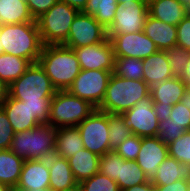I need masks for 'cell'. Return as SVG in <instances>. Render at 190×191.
<instances>
[{
	"label": "cell",
	"mask_w": 190,
	"mask_h": 191,
	"mask_svg": "<svg viewBox=\"0 0 190 191\" xmlns=\"http://www.w3.org/2000/svg\"><path fill=\"white\" fill-rule=\"evenodd\" d=\"M63 3L68 4L71 7L76 8L80 12L85 8L88 0H59Z\"/></svg>",
	"instance_id": "cell-46"
},
{
	"label": "cell",
	"mask_w": 190,
	"mask_h": 191,
	"mask_svg": "<svg viewBox=\"0 0 190 191\" xmlns=\"http://www.w3.org/2000/svg\"><path fill=\"white\" fill-rule=\"evenodd\" d=\"M178 1L190 11V0H178Z\"/></svg>",
	"instance_id": "cell-51"
},
{
	"label": "cell",
	"mask_w": 190,
	"mask_h": 191,
	"mask_svg": "<svg viewBox=\"0 0 190 191\" xmlns=\"http://www.w3.org/2000/svg\"><path fill=\"white\" fill-rule=\"evenodd\" d=\"M142 1H144L147 5H149L150 3H152L155 0H142Z\"/></svg>",
	"instance_id": "cell-55"
},
{
	"label": "cell",
	"mask_w": 190,
	"mask_h": 191,
	"mask_svg": "<svg viewBox=\"0 0 190 191\" xmlns=\"http://www.w3.org/2000/svg\"><path fill=\"white\" fill-rule=\"evenodd\" d=\"M121 78L130 80H143L142 59L132 57H115L114 72Z\"/></svg>",
	"instance_id": "cell-32"
},
{
	"label": "cell",
	"mask_w": 190,
	"mask_h": 191,
	"mask_svg": "<svg viewBox=\"0 0 190 191\" xmlns=\"http://www.w3.org/2000/svg\"><path fill=\"white\" fill-rule=\"evenodd\" d=\"M38 63L57 91L68 90L81 71L73 49L65 45H43Z\"/></svg>",
	"instance_id": "cell-1"
},
{
	"label": "cell",
	"mask_w": 190,
	"mask_h": 191,
	"mask_svg": "<svg viewBox=\"0 0 190 191\" xmlns=\"http://www.w3.org/2000/svg\"><path fill=\"white\" fill-rule=\"evenodd\" d=\"M177 27V45L190 51V13L187 14Z\"/></svg>",
	"instance_id": "cell-41"
},
{
	"label": "cell",
	"mask_w": 190,
	"mask_h": 191,
	"mask_svg": "<svg viewBox=\"0 0 190 191\" xmlns=\"http://www.w3.org/2000/svg\"><path fill=\"white\" fill-rule=\"evenodd\" d=\"M80 11L61 1L36 19L43 45H63L74 18Z\"/></svg>",
	"instance_id": "cell-5"
},
{
	"label": "cell",
	"mask_w": 190,
	"mask_h": 191,
	"mask_svg": "<svg viewBox=\"0 0 190 191\" xmlns=\"http://www.w3.org/2000/svg\"><path fill=\"white\" fill-rule=\"evenodd\" d=\"M98 172L115 180L120 191L149 181L136 161L124 160L115 151L100 157Z\"/></svg>",
	"instance_id": "cell-8"
},
{
	"label": "cell",
	"mask_w": 190,
	"mask_h": 191,
	"mask_svg": "<svg viewBox=\"0 0 190 191\" xmlns=\"http://www.w3.org/2000/svg\"><path fill=\"white\" fill-rule=\"evenodd\" d=\"M0 191H11V188L3 183H0Z\"/></svg>",
	"instance_id": "cell-52"
},
{
	"label": "cell",
	"mask_w": 190,
	"mask_h": 191,
	"mask_svg": "<svg viewBox=\"0 0 190 191\" xmlns=\"http://www.w3.org/2000/svg\"><path fill=\"white\" fill-rule=\"evenodd\" d=\"M172 106L173 105H168V104L163 105L161 103H153V109L154 112L156 113L159 122L170 118Z\"/></svg>",
	"instance_id": "cell-44"
},
{
	"label": "cell",
	"mask_w": 190,
	"mask_h": 191,
	"mask_svg": "<svg viewBox=\"0 0 190 191\" xmlns=\"http://www.w3.org/2000/svg\"><path fill=\"white\" fill-rule=\"evenodd\" d=\"M167 60L170 64L173 77L182 78L185 65L189 61L190 51L185 50L182 46L175 45L164 50Z\"/></svg>",
	"instance_id": "cell-33"
},
{
	"label": "cell",
	"mask_w": 190,
	"mask_h": 191,
	"mask_svg": "<svg viewBox=\"0 0 190 191\" xmlns=\"http://www.w3.org/2000/svg\"><path fill=\"white\" fill-rule=\"evenodd\" d=\"M82 191H120L115 180L101 173L94 174L91 178L78 183Z\"/></svg>",
	"instance_id": "cell-35"
},
{
	"label": "cell",
	"mask_w": 190,
	"mask_h": 191,
	"mask_svg": "<svg viewBox=\"0 0 190 191\" xmlns=\"http://www.w3.org/2000/svg\"><path fill=\"white\" fill-rule=\"evenodd\" d=\"M141 138L142 137L132 134L114 151L124 160L136 161L141 148Z\"/></svg>",
	"instance_id": "cell-37"
},
{
	"label": "cell",
	"mask_w": 190,
	"mask_h": 191,
	"mask_svg": "<svg viewBox=\"0 0 190 191\" xmlns=\"http://www.w3.org/2000/svg\"><path fill=\"white\" fill-rule=\"evenodd\" d=\"M169 156L168 145L156 137H142L136 162L150 180L158 166Z\"/></svg>",
	"instance_id": "cell-16"
},
{
	"label": "cell",
	"mask_w": 190,
	"mask_h": 191,
	"mask_svg": "<svg viewBox=\"0 0 190 191\" xmlns=\"http://www.w3.org/2000/svg\"><path fill=\"white\" fill-rule=\"evenodd\" d=\"M55 144L56 128L45 123L15 132L10 150L23 160L47 159L54 154Z\"/></svg>",
	"instance_id": "cell-4"
},
{
	"label": "cell",
	"mask_w": 190,
	"mask_h": 191,
	"mask_svg": "<svg viewBox=\"0 0 190 191\" xmlns=\"http://www.w3.org/2000/svg\"><path fill=\"white\" fill-rule=\"evenodd\" d=\"M1 108L7 114L8 120L14 132H22L41 125L32 115L31 110L23 101L10 96L3 103Z\"/></svg>",
	"instance_id": "cell-18"
},
{
	"label": "cell",
	"mask_w": 190,
	"mask_h": 191,
	"mask_svg": "<svg viewBox=\"0 0 190 191\" xmlns=\"http://www.w3.org/2000/svg\"><path fill=\"white\" fill-rule=\"evenodd\" d=\"M133 134L139 137L158 136L156 113L153 109V100L150 94L137 102L131 109L122 113Z\"/></svg>",
	"instance_id": "cell-13"
},
{
	"label": "cell",
	"mask_w": 190,
	"mask_h": 191,
	"mask_svg": "<svg viewBox=\"0 0 190 191\" xmlns=\"http://www.w3.org/2000/svg\"><path fill=\"white\" fill-rule=\"evenodd\" d=\"M84 148L77 126L56 128L55 155L68 159Z\"/></svg>",
	"instance_id": "cell-26"
},
{
	"label": "cell",
	"mask_w": 190,
	"mask_h": 191,
	"mask_svg": "<svg viewBox=\"0 0 190 191\" xmlns=\"http://www.w3.org/2000/svg\"><path fill=\"white\" fill-rule=\"evenodd\" d=\"M170 118L176 125L183 126L190 130V110L183 103H175L171 108Z\"/></svg>",
	"instance_id": "cell-40"
},
{
	"label": "cell",
	"mask_w": 190,
	"mask_h": 191,
	"mask_svg": "<svg viewBox=\"0 0 190 191\" xmlns=\"http://www.w3.org/2000/svg\"><path fill=\"white\" fill-rule=\"evenodd\" d=\"M0 42L4 53L38 63L43 43L37 22L0 25Z\"/></svg>",
	"instance_id": "cell-2"
},
{
	"label": "cell",
	"mask_w": 190,
	"mask_h": 191,
	"mask_svg": "<svg viewBox=\"0 0 190 191\" xmlns=\"http://www.w3.org/2000/svg\"><path fill=\"white\" fill-rule=\"evenodd\" d=\"M84 147L92 153L102 157L111 152L109 144V125L107 112L97 108L77 126Z\"/></svg>",
	"instance_id": "cell-9"
},
{
	"label": "cell",
	"mask_w": 190,
	"mask_h": 191,
	"mask_svg": "<svg viewBox=\"0 0 190 191\" xmlns=\"http://www.w3.org/2000/svg\"><path fill=\"white\" fill-rule=\"evenodd\" d=\"M107 122L109 125V144L114 151L133 133L122 114L107 112Z\"/></svg>",
	"instance_id": "cell-31"
},
{
	"label": "cell",
	"mask_w": 190,
	"mask_h": 191,
	"mask_svg": "<svg viewBox=\"0 0 190 191\" xmlns=\"http://www.w3.org/2000/svg\"><path fill=\"white\" fill-rule=\"evenodd\" d=\"M39 191H54L52 188H46V189H43V190H39Z\"/></svg>",
	"instance_id": "cell-56"
},
{
	"label": "cell",
	"mask_w": 190,
	"mask_h": 191,
	"mask_svg": "<svg viewBox=\"0 0 190 191\" xmlns=\"http://www.w3.org/2000/svg\"><path fill=\"white\" fill-rule=\"evenodd\" d=\"M178 180L190 181V164L178 162L168 156L150 179L154 186L170 185Z\"/></svg>",
	"instance_id": "cell-21"
},
{
	"label": "cell",
	"mask_w": 190,
	"mask_h": 191,
	"mask_svg": "<svg viewBox=\"0 0 190 191\" xmlns=\"http://www.w3.org/2000/svg\"><path fill=\"white\" fill-rule=\"evenodd\" d=\"M190 11L178 0H155L148 5V14L166 24L177 26Z\"/></svg>",
	"instance_id": "cell-22"
},
{
	"label": "cell",
	"mask_w": 190,
	"mask_h": 191,
	"mask_svg": "<svg viewBox=\"0 0 190 191\" xmlns=\"http://www.w3.org/2000/svg\"><path fill=\"white\" fill-rule=\"evenodd\" d=\"M111 75L112 72L106 70H81L68 91L98 108L104 99Z\"/></svg>",
	"instance_id": "cell-10"
},
{
	"label": "cell",
	"mask_w": 190,
	"mask_h": 191,
	"mask_svg": "<svg viewBox=\"0 0 190 191\" xmlns=\"http://www.w3.org/2000/svg\"><path fill=\"white\" fill-rule=\"evenodd\" d=\"M31 110L34 118L40 123L45 124L49 120L51 101H23Z\"/></svg>",
	"instance_id": "cell-39"
},
{
	"label": "cell",
	"mask_w": 190,
	"mask_h": 191,
	"mask_svg": "<svg viewBox=\"0 0 190 191\" xmlns=\"http://www.w3.org/2000/svg\"><path fill=\"white\" fill-rule=\"evenodd\" d=\"M186 91V84L182 78L172 77L150 88L153 103L174 105L179 103Z\"/></svg>",
	"instance_id": "cell-24"
},
{
	"label": "cell",
	"mask_w": 190,
	"mask_h": 191,
	"mask_svg": "<svg viewBox=\"0 0 190 191\" xmlns=\"http://www.w3.org/2000/svg\"><path fill=\"white\" fill-rule=\"evenodd\" d=\"M1 54H4V49L1 48V42H0V55H1Z\"/></svg>",
	"instance_id": "cell-57"
},
{
	"label": "cell",
	"mask_w": 190,
	"mask_h": 191,
	"mask_svg": "<svg viewBox=\"0 0 190 191\" xmlns=\"http://www.w3.org/2000/svg\"><path fill=\"white\" fill-rule=\"evenodd\" d=\"M117 5V0H88L81 12L93 15L96 21L107 29L113 22Z\"/></svg>",
	"instance_id": "cell-30"
},
{
	"label": "cell",
	"mask_w": 190,
	"mask_h": 191,
	"mask_svg": "<svg viewBox=\"0 0 190 191\" xmlns=\"http://www.w3.org/2000/svg\"><path fill=\"white\" fill-rule=\"evenodd\" d=\"M158 128L157 137L167 145L181 137L187 131L183 126L173 123L171 118L160 121Z\"/></svg>",
	"instance_id": "cell-36"
},
{
	"label": "cell",
	"mask_w": 190,
	"mask_h": 191,
	"mask_svg": "<svg viewBox=\"0 0 190 191\" xmlns=\"http://www.w3.org/2000/svg\"><path fill=\"white\" fill-rule=\"evenodd\" d=\"M64 191H82L81 187L79 184H77L76 186H74L73 188L64 190Z\"/></svg>",
	"instance_id": "cell-53"
},
{
	"label": "cell",
	"mask_w": 190,
	"mask_h": 191,
	"mask_svg": "<svg viewBox=\"0 0 190 191\" xmlns=\"http://www.w3.org/2000/svg\"><path fill=\"white\" fill-rule=\"evenodd\" d=\"M8 89L9 96L19 101H52L57 91L39 63H33Z\"/></svg>",
	"instance_id": "cell-7"
},
{
	"label": "cell",
	"mask_w": 190,
	"mask_h": 191,
	"mask_svg": "<svg viewBox=\"0 0 190 191\" xmlns=\"http://www.w3.org/2000/svg\"><path fill=\"white\" fill-rule=\"evenodd\" d=\"M67 160L74 178L78 183L98 173L100 157L86 148L77 151L74 156Z\"/></svg>",
	"instance_id": "cell-25"
},
{
	"label": "cell",
	"mask_w": 190,
	"mask_h": 191,
	"mask_svg": "<svg viewBox=\"0 0 190 191\" xmlns=\"http://www.w3.org/2000/svg\"><path fill=\"white\" fill-rule=\"evenodd\" d=\"M180 102L190 110V84L186 85V91Z\"/></svg>",
	"instance_id": "cell-48"
},
{
	"label": "cell",
	"mask_w": 190,
	"mask_h": 191,
	"mask_svg": "<svg viewBox=\"0 0 190 191\" xmlns=\"http://www.w3.org/2000/svg\"><path fill=\"white\" fill-rule=\"evenodd\" d=\"M32 65L28 59L13 56L7 53L0 55V80L8 86L19 79Z\"/></svg>",
	"instance_id": "cell-29"
},
{
	"label": "cell",
	"mask_w": 190,
	"mask_h": 191,
	"mask_svg": "<svg viewBox=\"0 0 190 191\" xmlns=\"http://www.w3.org/2000/svg\"><path fill=\"white\" fill-rule=\"evenodd\" d=\"M95 107L88 101L71 94L68 90H59L51 101L47 124L54 128L78 126Z\"/></svg>",
	"instance_id": "cell-6"
},
{
	"label": "cell",
	"mask_w": 190,
	"mask_h": 191,
	"mask_svg": "<svg viewBox=\"0 0 190 191\" xmlns=\"http://www.w3.org/2000/svg\"><path fill=\"white\" fill-rule=\"evenodd\" d=\"M121 191H155V188H154V185L149 180L148 182L138 184V185L126 188Z\"/></svg>",
	"instance_id": "cell-45"
},
{
	"label": "cell",
	"mask_w": 190,
	"mask_h": 191,
	"mask_svg": "<svg viewBox=\"0 0 190 191\" xmlns=\"http://www.w3.org/2000/svg\"><path fill=\"white\" fill-rule=\"evenodd\" d=\"M59 0H26L32 17L36 20Z\"/></svg>",
	"instance_id": "cell-42"
},
{
	"label": "cell",
	"mask_w": 190,
	"mask_h": 191,
	"mask_svg": "<svg viewBox=\"0 0 190 191\" xmlns=\"http://www.w3.org/2000/svg\"><path fill=\"white\" fill-rule=\"evenodd\" d=\"M110 41L115 57L146 59L158 51L155 43L143 31L115 35Z\"/></svg>",
	"instance_id": "cell-15"
},
{
	"label": "cell",
	"mask_w": 190,
	"mask_h": 191,
	"mask_svg": "<svg viewBox=\"0 0 190 191\" xmlns=\"http://www.w3.org/2000/svg\"><path fill=\"white\" fill-rule=\"evenodd\" d=\"M50 172V188L64 191L78 184L66 158L52 154L47 158Z\"/></svg>",
	"instance_id": "cell-23"
},
{
	"label": "cell",
	"mask_w": 190,
	"mask_h": 191,
	"mask_svg": "<svg viewBox=\"0 0 190 191\" xmlns=\"http://www.w3.org/2000/svg\"><path fill=\"white\" fill-rule=\"evenodd\" d=\"M182 79L184 80V83L186 85L190 84V58H189V61L187 62V64L185 65V71L182 76Z\"/></svg>",
	"instance_id": "cell-49"
},
{
	"label": "cell",
	"mask_w": 190,
	"mask_h": 191,
	"mask_svg": "<svg viewBox=\"0 0 190 191\" xmlns=\"http://www.w3.org/2000/svg\"><path fill=\"white\" fill-rule=\"evenodd\" d=\"M143 32L155 43L158 50L164 51L177 44V27L154 19L150 15L145 20Z\"/></svg>",
	"instance_id": "cell-19"
},
{
	"label": "cell",
	"mask_w": 190,
	"mask_h": 191,
	"mask_svg": "<svg viewBox=\"0 0 190 191\" xmlns=\"http://www.w3.org/2000/svg\"><path fill=\"white\" fill-rule=\"evenodd\" d=\"M106 39V29L94 16L79 12L71 24L68 39L63 45L73 49L98 44Z\"/></svg>",
	"instance_id": "cell-12"
},
{
	"label": "cell",
	"mask_w": 190,
	"mask_h": 191,
	"mask_svg": "<svg viewBox=\"0 0 190 191\" xmlns=\"http://www.w3.org/2000/svg\"><path fill=\"white\" fill-rule=\"evenodd\" d=\"M148 15V5L144 1H132L125 6L118 4L113 22L106 29L107 38L111 40L115 35L143 31Z\"/></svg>",
	"instance_id": "cell-11"
},
{
	"label": "cell",
	"mask_w": 190,
	"mask_h": 191,
	"mask_svg": "<svg viewBox=\"0 0 190 191\" xmlns=\"http://www.w3.org/2000/svg\"><path fill=\"white\" fill-rule=\"evenodd\" d=\"M155 191H189L190 181L178 180L170 185L154 186Z\"/></svg>",
	"instance_id": "cell-43"
},
{
	"label": "cell",
	"mask_w": 190,
	"mask_h": 191,
	"mask_svg": "<svg viewBox=\"0 0 190 191\" xmlns=\"http://www.w3.org/2000/svg\"><path fill=\"white\" fill-rule=\"evenodd\" d=\"M11 191H25V190L19 189L18 187H13L11 188Z\"/></svg>",
	"instance_id": "cell-54"
},
{
	"label": "cell",
	"mask_w": 190,
	"mask_h": 191,
	"mask_svg": "<svg viewBox=\"0 0 190 191\" xmlns=\"http://www.w3.org/2000/svg\"><path fill=\"white\" fill-rule=\"evenodd\" d=\"M81 70H106L114 72L115 56L110 39L104 42L73 48Z\"/></svg>",
	"instance_id": "cell-14"
},
{
	"label": "cell",
	"mask_w": 190,
	"mask_h": 191,
	"mask_svg": "<svg viewBox=\"0 0 190 191\" xmlns=\"http://www.w3.org/2000/svg\"><path fill=\"white\" fill-rule=\"evenodd\" d=\"M143 63V81L149 88L173 77L170 64L164 51L158 50L146 59Z\"/></svg>",
	"instance_id": "cell-20"
},
{
	"label": "cell",
	"mask_w": 190,
	"mask_h": 191,
	"mask_svg": "<svg viewBox=\"0 0 190 191\" xmlns=\"http://www.w3.org/2000/svg\"><path fill=\"white\" fill-rule=\"evenodd\" d=\"M24 160L10 149L0 150V183L16 187Z\"/></svg>",
	"instance_id": "cell-28"
},
{
	"label": "cell",
	"mask_w": 190,
	"mask_h": 191,
	"mask_svg": "<svg viewBox=\"0 0 190 191\" xmlns=\"http://www.w3.org/2000/svg\"><path fill=\"white\" fill-rule=\"evenodd\" d=\"M169 156L178 162L190 164V130L181 137L168 144Z\"/></svg>",
	"instance_id": "cell-34"
},
{
	"label": "cell",
	"mask_w": 190,
	"mask_h": 191,
	"mask_svg": "<svg viewBox=\"0 0 190 191\" xmlns=\"http://www.w3.org/2000/svg\"><path fill=\"white\" fill-rule=\"evenodd\" d=\"M132 1H142V0H117V3L122 6H125V4L132 3Z\"/></svg>",
	"instance_id": "cell-50"
},
{
	"label": "cell",
	"mask_w": 190,
	"mask_h": 191,
	"mask_svg": "<svg viewBox=\"0 0 190 191\" xmlns=\"http://www.w3.org/2000/svg\"><path fill=\"white\" fill-rule=\"evenodd\" d=\"M149 94L150 88L143 80L121 78L112 73L104 99L97 109L122 114Z\"/></svg>",
	"instance_id": "cell-3"
},
{
	"label": "cell",
	"mask_w": 190,
	"mask_h": 191,
	"mask_svg": "<svg viewBox=\"0 0 190 191\" xmlns=\"http://www.w3.org/2000/svg\"><path fill=\"white\" fill-rule=\"evenodd\" d=\"M36 22L26 0H0V25Z\"/></svg>",
	"instance_id": "cell-27"
},
{
	"label": "cell",
	"mask_w": 190,
	"mask_h": 191,
	"mask_svg": "<svg viewBox=\"0 0 190 191\" xmlns=\"http://www.w3.org/2000/svg\"><path fill=\"white\" fill-rule=\"evenodd\" d=\"M14 133L7 114L0 108V150L10 149Z\"/></svg>",
	"instance_id": "cell-38"
},
{
	"label": "cell",
	"mask_w": 190,
	"mask_h": 191,
	"mask_svg": "<svg viewBox=\"0 0 190 191\" xmlns=\"http://www.w3.org/2000/svg\"><path fill=\"white\" fill-rule=\"evenodd\" d=\"M9 96L8 85L0 80V108Z\"/></svg>",
	"instance_id": "cell-47"
},
{
	"label": "cell",
	"mask_w": 190,
	"mask_h": 191,
	"mask_svg": "<svg viewBox=\"0 0 190 191\" xmlns=\"http://www.w3.org/2000/svg\"><path fill=\"white\" fill-rule=\"evenodd\" d=\"M49 180L47 159L24 160L16 187L25 191H39L50 187Z\"/></svg>",
	"instance_id": "cell-17"
}]
</instances>
